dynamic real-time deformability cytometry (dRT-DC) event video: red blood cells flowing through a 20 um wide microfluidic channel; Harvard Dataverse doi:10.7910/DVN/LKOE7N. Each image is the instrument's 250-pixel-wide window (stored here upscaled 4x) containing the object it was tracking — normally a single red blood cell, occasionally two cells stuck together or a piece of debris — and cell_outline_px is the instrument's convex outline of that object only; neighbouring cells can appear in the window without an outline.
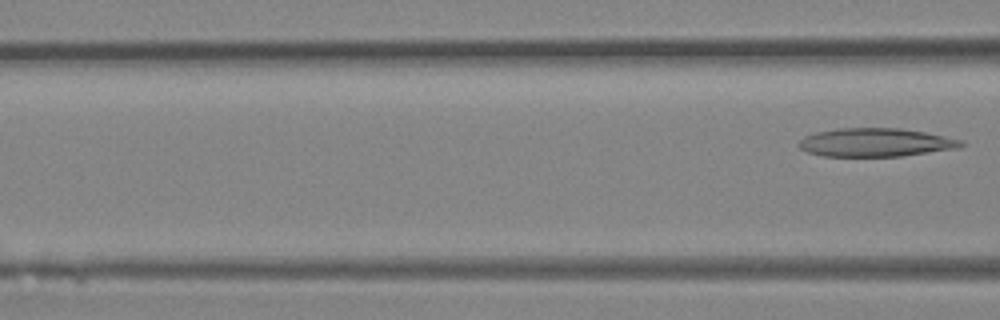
{"species": "Egyptian fruit bat (a non-hibernating species)", "species_latin": "Rousettus aegyptiacus", "temperature_condition": "room temperature", "stored_images_in_passage": 5, "segment_of_instrument_passage": [2, 2], "camera_frame_rate_fps": 3000, "um_per_image_px": 0.085, "animal": {"sex": "female"}, "frame": {"image": 1, "passage_image": 5, "time_ms": 4.667, "image_size_px": [1000, 320], "cell_outline_px": [[964, 144], [960, 148], [900, 156], [824, 156], [808, 152], [800, 148], [796, 144], [804, 136], [816, 132], [836, 128], [900, 128], [924, 132], [964, 140]], "centroid_in_image_um": [74.42, 12.1], "position_along_channel_um": 92.2, "area_um2": 26.93}}